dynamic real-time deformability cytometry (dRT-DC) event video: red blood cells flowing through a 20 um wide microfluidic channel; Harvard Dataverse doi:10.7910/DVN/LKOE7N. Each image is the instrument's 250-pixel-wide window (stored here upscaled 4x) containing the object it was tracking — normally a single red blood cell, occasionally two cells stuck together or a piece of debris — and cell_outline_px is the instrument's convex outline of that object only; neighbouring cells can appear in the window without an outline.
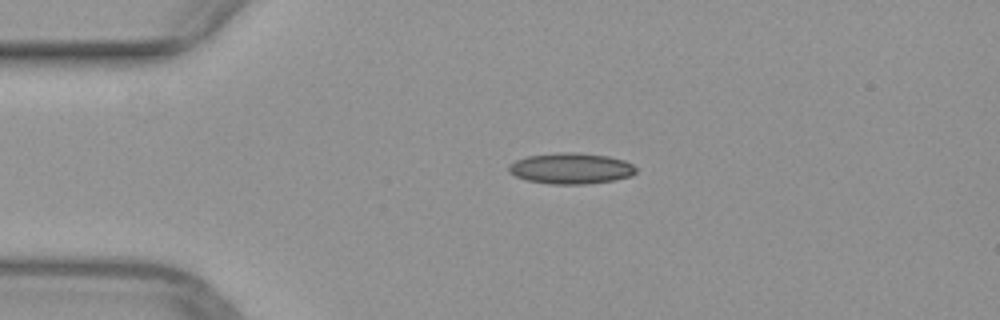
{"species": "common noctule bat (a hibernating species)", "species_latin": "Nyctalus noctula", "temperature_condition": "warm", "stored_images_in_passage": 6, "camera_frame_rate_fps": 3000, "um_per_image_px": 0.085, "animal": {"sex": "female", "body_mass_g": 29.2, "forearm_length_mm": 56.3}, "frame": {"image": 1, "passage_image": 1, "time_ms": 0.0, "image_size_px": [1000, 320], "cell_outline_px": [[636, 172], [632, 176], [612, 180], [584, 184], [548, 184], [528, 180], [516, 176], [508, 172], [508, 168], [516, 160], [528, 156], [560, 152], [576, 152], [608, 156], [624, 160], [632, 164], [636, 168]], "centroid_in_image_um": [48.55, 14.31], "position_along_channel_um": 36.5, "area_um2": 22.83}}